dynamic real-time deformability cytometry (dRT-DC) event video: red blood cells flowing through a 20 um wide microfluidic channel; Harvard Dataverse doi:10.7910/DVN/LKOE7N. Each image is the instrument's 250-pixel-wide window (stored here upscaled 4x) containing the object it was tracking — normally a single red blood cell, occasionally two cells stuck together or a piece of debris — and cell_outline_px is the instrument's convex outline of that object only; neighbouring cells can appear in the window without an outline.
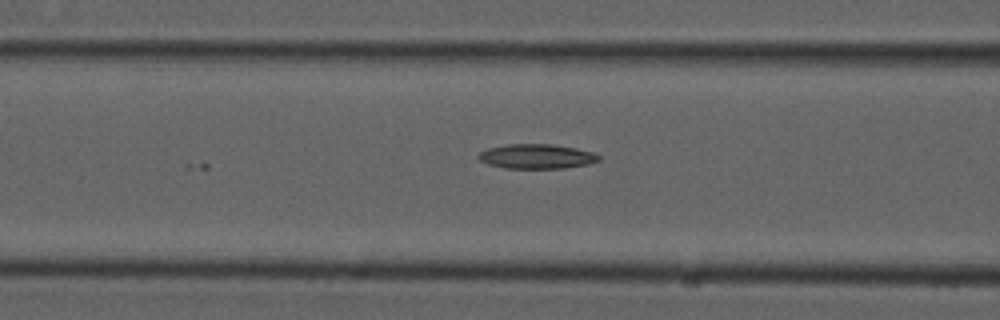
{"species": "common noctule bat (a hibernating species)", "species_latin": "Nyctalus noctula", "temperature_condition": "cold", "stored_images_in_passage": 5, "camera_frame_rate_fps": 3000, "um_per_image_px": 0.085, "animal": {"sex": "male", "forearm_length_mm": 52.5}, "frame": {"image": 1, "passage_image": 5, "time_ms": 1.333, "image_size_px": [1000, 320], "cell_outline_px": [[600, 160], [588, 164], [564, 168], [504, 168], [488, 164], [480, 160], [476, 156], [480, 152], [488, 148], [508, 144], [552, 144], [576, 148], [592, 152], [600, 156]], "centroid_in_image_um": [45.61, 13.29], "position_along_channel_um": 121.0, "area_um2": 17.22}}